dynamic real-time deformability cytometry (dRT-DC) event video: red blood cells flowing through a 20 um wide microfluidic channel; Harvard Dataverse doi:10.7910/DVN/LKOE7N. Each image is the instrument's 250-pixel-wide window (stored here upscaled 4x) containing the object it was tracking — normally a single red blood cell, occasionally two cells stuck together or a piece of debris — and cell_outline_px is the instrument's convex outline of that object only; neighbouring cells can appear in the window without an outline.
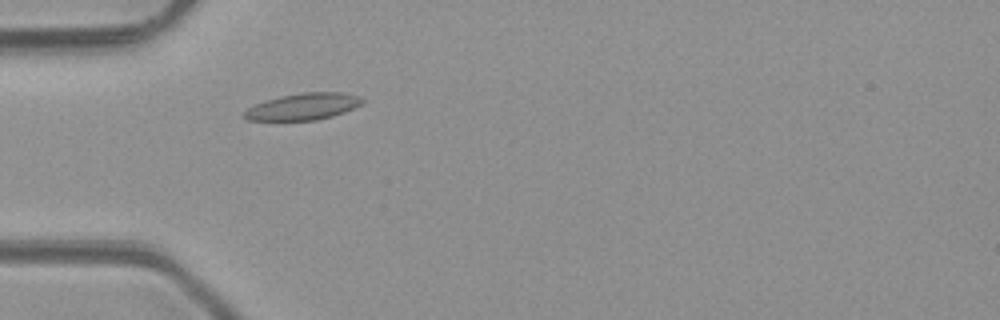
{"species": "common noctule bat (a hibernating species)", "species_latin": "Nyctalus noctula", "temperature_condition": "room temperature", "stored_images_in_passage": 2, "camera_frame_rate_fps": 3000, "um_per_image_px": 0.085, "animal": {"sex": "male", "body_mass_g": 23.1, "forearm_length_mm": 52.7}, "frame": {"image": 1, "passage_image": 2, "time_ms": 1.0, "image_size_px": [1000, 320], "cell_outline_px": [[364, 100], [360, 104], [344, 112], [332, 116], [316, 120], [248, 120], [240, 116], [248, 108], [264, 100], [280, 96], [300, 92], [344, 92], [360, 96]], "centroid_in_image_um": [25.74, 9.05], "position_along_channel_um": 59.3, "area_um2": 18.38}}